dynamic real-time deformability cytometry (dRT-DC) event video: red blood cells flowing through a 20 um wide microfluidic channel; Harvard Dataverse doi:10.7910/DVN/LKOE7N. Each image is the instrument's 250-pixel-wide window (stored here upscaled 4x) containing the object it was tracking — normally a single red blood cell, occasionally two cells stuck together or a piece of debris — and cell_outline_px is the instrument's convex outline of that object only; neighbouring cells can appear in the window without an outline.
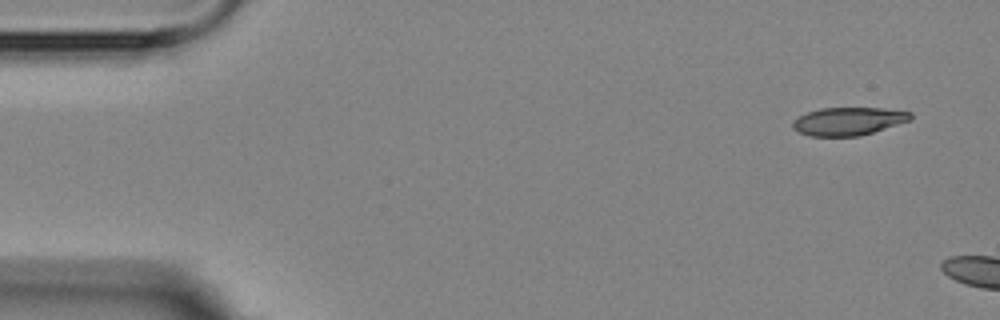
{"species": "Egyptian fruit bat (a non-hibernating species)", "species_latin": "Rousettus aegyptiacus", "temperature_condition": "room temperature", "stored_images_in_passage": 2, "camera_frame_rate_fps": 3000, "um_per_image_px": 0.085, "animal": {"sex": "female"}, "frame": {"image": 1, "passage_image": 1, "time_ms": 0.0, "image_size_px": [1000, 320], "cell_outline_px": [[912, 120], [860, 136], [812, 136], [800, 132], [792, 128], [792, 120], [808, 112], [820, 108], [884, 108], [912, 112]], "centroid_in_image_um": [72.13, 10.3], "position_along_channel_um": 12.9, "area_um2": 19.25}}